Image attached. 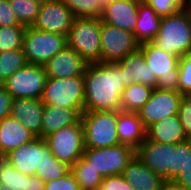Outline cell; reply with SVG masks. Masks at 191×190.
Here are the masks:
<instances>
[{
	"instance_id": "obj_1",
	"label": "cell",
	"mask_w": 191,
	"mask_h": 190,
	"mask_svg": "<svg viewBox=\"0 0 191 190\" xmlns=\"http://www.w3.org/2000/svg\"><path fill=\"white\" fill-rule=\"evenodd\" d=\"M124 88L120 61L87 64L84 71V111L120 110Z\"/></svg>"
},
{
	"instance_id": "obj_2",
	"label": "cell",
	"mask_w": 191,
	"mask_h": 190,
	"mask_svg": "<svg viewBox=\"0 0 191 190\" xmlns=\"http://www.w3.org/2000/svg\"><path fill=\"white\" fill-rule=\"evenodd\" d=\"M158 48L176 56L191 52V9L161 17L157 36L152 41Z\"/></svg>"
},
{
	"instance_id": "obj_3",
	"label": "cell",
	"mask_w": 191,
	"mask_h": 190,
	"mask_svg": "<svg viewBox=\"0 0 191 190\" xmlns=\"http://www.w3.org/2000/svg\"><path fill=\"white\" fill-rule=\"evenodd\" d=\"M68 46L87 64L101 62L100 18L75 17L67 36Z\"/></svg>"
},
{
	"instance_id": "obj_4",
	"label": "cell",
	"mask_w": 191,
	"mask_h": 190,
	"mask_svg": "<svg viewBox=\"0 0 191 190\" xmlns=\"http://www.w3.org/2000/svg\"><path fill=\"white\" fill-rule=\"evenodd\" d=\"M118 114L119 110L82 113L85 148H103L120 144L117 133Z\"/></svg>"
},
{
	"instance_id": "obj_5",
	"label": "cell",
	"mask_w": 191,
	"mask_h": 190,
	"mask_svg": "<svg viewBox=\"0 0 191 190\" xmlns=\"http://www.w3.org/2000/svg\"><path fill=\"white\" fill-rule=\"evenodd\" d=\"M41 101L44 105L59 106L84 112V75L71 78H47Z\"/></svg>"
},
{
	"instance_id": "obj_6",
	"label": "cell",
	"mask_w": 191,
	"mask_h": 190,
	"mask_svg": "<svg viewBox=\"0 0 191 190\" xmlns=\"http://www.w3.org/2000/svg\"><path fill=\"white\" fill-rule=\"evenodd\" d=\"M68 45L67 36L26 27L23 51L28 64L44 66Z\"/></svg>"
},
{
	"instance_id": "obj_7",
	"label": "cell",
	"mask_w": 191,
	"mask_h": 190,
	"mask_svg": "<svg viewBox=\"0 0 191 190\" xmlns=\"http://www.w3.org/2000/svg\"><path fill=\"white\" fill-rule=\"evenodd\" d=\"M139 50L157 78L156 88L161 91H178L179 56L163 51L152 42L139 44Z\"/></svg>"
},
{
	"instance_id": "obj_8",
	"label": "cell",
	"mask_w": 191,
	"mask_h": 190,
	"mask_svg": "<svg viewBox=\"0 0 191 190\" xmlns=\"http://www.w3.org/2000/svg\"><path fill=\"white\" fill-rule=\"evenodd\" d=\"M136 155L128 145L117 144L103 148H85L83 157L103 177L122 175L123 170Z\"/></svg>"
},
{
	"instance_id": "obj_9",
	"label": "cell",
	"mask_w": 191,
	"mask_h": 190,
	"mask_svg": "<svg viewBox=\"0 0 191 190\" xmlns=\"http://www.w3.org/2000/svg\"><path fill=\"white\" fill-rule=\"evenodd\" d=\"M44 139L52 155L70 167L83 156L85 146L81 119L73 125L63 127L46 136Z\"/></svg>"
},
{
	"instance_id": "obj_10",
	"label": "cell",
	"mask_w": 191,
	"mask_h": 190,
	"mask_svg": "<svg viewBox=\"0 0 191 190\" xmlns=\"http://www.w3.org/2000/svg\"><path fill=\"white\" fill-rule=\"evenodd\" d=\"M47 76L42 65L27 64L1 85L13 97L41 99Z\"/></svg>"
},
{
	"instance_id": "obj_11",
	"label": "cell",
	"mask_w": 191,
	"mask_h": 190,
	"mask_svg": "<svg viewBox=\"0 0 191 190\" xmlns=\"http://www.w3.org/2000/svg\"><path fill=\"white\" fill-rule=\"evenodd\" d=\"M101 62L114 63L139 49L135 36L128 30L101 22Z\"/></svg>"
},
{
	"instance_id": "obj_12",
	"label": "cell",
	"mask_w": 191,
	"mask_h": 190,
	"mask_svg": "<svg viewBox=\"0 0 191 190\" xmlns=\"http://www.w3.org/2000/svg\"><path fill=\"white\" fill-rule=\"evenodd\" d=\"M10 164L27 176H35L54 156L44 138L35 137L31 141L5 155Z\"/></svg>"
},
{
	"instance_id": "obj_13",
	"label": "cell",
	"mask_w": 191,
	"mask_h": 190,
	"mask_svg": "<svg viewBox=\"0 0 191 190\" xmlns=\"http://www.w3.org/2000/svg\"><path fill=\"white\" fill-rule=\"evenodd\" d=\"M75 16L63 0H43L32 28L68 36Z\"/></svg>"
},
{
	"instance_id": "obj_14",
	"label": "cell",
	"mask_w": 191,
	"mask_h": 190,
	"mask_svg": "<svg viewBox=\"0 0 191 190\" xmlns=\"http://www.w3.org/2000/svg\"><path fill=\"white\" fill-rule=\"evenodd\" d=\"M181 98L178 91L153 89L149 100L137 112L144 128L166 117L178 115Z\"/></svg>"
},
{
	"instance_id": "obj_15",
	"label": "cell",
	"mask_w": 191,
	"mask_h": 190,
	"mask_svg": "<svg viewBox=\"0 0 191 190\" xmlns=\"http://www.w3.org/2000/svg\"><path fill=\"white\" fill-rule=\"evenodd\" d=\"M176 144H164L145 140L136 149L137 157L165 182H170Z\"/></svg>"
},
{
	"instance_id": "obj_16",
	"label": "cell",
	"mask_w": 191,
	"mask_h": 190,
	"mask_svg": "<svg viewBox=\"0 0 191 190\" xmlns=\"http://www.w3.org/2000/svg\"><path fill=\"white\" fill-rule=\"evenodd\" d=\"M87 63L68 45L45 65L47 78H71L84 75Z\"/></svg>"
},
{
	"instance_id": "obj_17",
	"label": "cell",
	"mask_w": 191,
	"mask_h": 190,
	"mask_svg": "<svg viewBox=\"0 0 191 190\" xmlns=\"http://www.w3.org/2000/svg\"><path fill=\"white\" fill-rule=\"evenodd\" d=\"M140 0H114L102 12L101 22L134 33Z\"/></svg>"
},
{
	"instance_id": "obj_18",
	"label": "cell",
	"mask_w": 191,
	"mask_h": 190,
	"mask_svg": "<svg viewBox=\"0 0 191 190\" xmlns=\"http://www.w3.org/2000/svg\"><path fill=\"white\" fill-rule=\"evenodd\" d=\"M120 62L122 63V78L125 87L133 84H144L153 89L156 88L157 78L149 69L139 49L121 59Z\"/></svg>"
},
{
	"instance_id": "obj_19",
	"label": "cell",
	"mask_w": 191,
	"mask_h": 190,
	"mask_svg": "<svg viewBox=\"0 0 191 190\" xmlns=\"http://www.w3.org/2000/svg\"><path fill=\"white\" fill-rule=\"evenodd\" d=\"M43 107L41 99H13L10 116L23 124L36 137H41Z\"/></svg>"
},
{
	"instance_id": "obj_20",
	"label": "cell",
	"mask_w": 191,
	"mask_h": 190,
	"mask_svg": "<svg viewBox=\"0 0 191 190\" xmlns=\"http://www.w3.org/2000/svg\"><path fill=\"white\" fill-rule=\"evenodd\" d=\"M122 176L136 190H163L165 180L147 167L137 155L123 170Z\"/></svg>"
},
{
	"instance_id": "obj_21",
	"label": "cell",
	"mask_w": 191,
	"mask_h": 190,
	"mask_svg": "<svg viewBox=\"0 0 191 190\" xmlns=\"http://www.w3.org/2000/svg\"><path fill=\"white\" fill-rule=\"evenodd\" d=\"M36 136L12 116L0 121V156L22 146Z\"/></svg>"
},
{
	"instance_id": "obj_22",
	"label": "cell",
	"mask_w": 191,
	"mask_h": 190,
	"mask_svg": "<svg viewBox=\"0 0 191 190\" xmlns=\"http://www.w3.org/2000/svg\"><path fill=\"white\" fill-rule=\"evenodd\" d=\"M117 133L120 144L128 145L135 150L146 138V129L136 112L119 110Z\"/></svg>"
},
{
	"instance_id": "obj_23",
	"label": "cell",
	"mask_w": 191,
	"mask_h": 190,
	"mask_svg": "<svg viewBox=\"0 0 191 190\" xmlns=\"http://www.w3.org/2000/svg\"><path fill=\"white\" fill-rule=\"evenodd\" d=\"M146 138L164 144H178L188 139L178 115L166 117L150 125L146 129Z\"/></svg>"
},
{
	"instance_id": "obj_24",
	"label": "cell",
	"mask_w": 191,
	"mask_h": 190,
	"mask_svg": "<svg viewBox=\"0 0 191 190\" xmlns=\"http://www.w3.org/2000/svg\"><path fill=\"white\" fill-rule=\"evenodd\" d=\"M81 115L76 109L44 105L41 138H45L63 127L77 123L81 119Z\"/></svg>"
},
{
	"instance_id": "obj_25",
	"label": "cell",
	"mask_w": 191,
	"mask_h": 190,
	"mask_svg": "<svg viewBox=\"0 0 191 190\" xmlns=\"http://www.w3.org/2000/svg\"><path fill=\"white\" fill-rule=\"evenodd\" d=\"M161 23V17L144 1H139L138 18L134 30V36L139 44L152 42L157 36Z\"/></svg>"
},
{
	"instance_id": "obj_26",
	"label": "cell",
	"mask_w": 191,
	"mask_h": 190,
	"mask_svg": "<svg viewBox=\"0 0 191 190\" xmlns=\"http://www.w3.org/2000/svg\"><path fill=\"white\" fill-rule=\"evenodd\" d=\"M170 181L191 188V151L187 140L176 144Z\"/></svg>"
},
{
	"instance_id": "obj_27",
	"label": "cell",
	"mask_w": 191,
	"mask_h": 190,
	"mask_svg": "<svg viewBox=\"0 0 191 190\" xmlns=\"http://www.w3.org/2000/svg\"><path fill=\"white\" fill-rule=\"evenodd\" d=\"M153 88L144 84H133L124 88L120 110L127 112H138L149 100Z\"/></svg>"
},
{
	"instance_id": "obj_28",
	"label": "cell",
	"mask_w": 191,
	"mask_h": 190,
	"mask_svg": "<svg viewBox=\"0 0 191 190\" xmlns=\"http://www.w3.org/2000/svg\"><path fill=\"white\" fill-rule=\"evenodd\" d=\"M70 171L82 190H99L103 177L91 166L83 156L77 160Z\"/></svg>"
},
{
	"instance_id": "obj_29",
	"label": "cell",
	"mask_w": 191,
	"mask_h": 190,
	"mask_svg": "<svg viewBox=\"0 0 191 190\" xmlns=\"http://www.w3.org/2000/svg\"><path fill=\"white\" fill-rule=\"evenodd\" d=\"M23 49H16L0 53V85L14 72L27 65Z\"/></svg>"
},
{
	"instance_id": "obj_30",
	"label": "cell",
	"mask_w": 191,
	"mask_h": 190,
	"mask_svg": "<svg viewBox=\"0 0 191 190\" xmlns=\"http://www.w3.org/2000/svg\"><path fill=\"white\" fill-rule=\"evenodd\" d=\"M19 23L31 26L38 16L42 0H8Z\"/></svg>"
},
{
	"instance_id": "obj_31",
	"label": "cell",
	"mask_w": 191,
	"mask_h": 190,
	"mask_svg": "<svg viewBox=\"0 0 191 190\" xmlns=\"http://www.w3.org/2000/svg\"><path fill=\"white\" fill-rule=\"evenodd\" d=\"M29 177L14 168L5 156H0V183L15 190H27Z\"/></svg>"
},
{
	"instance_id": "obj_32",
	"label": "cell",
	"mask_w": 191,
	"mask_h": 190,
	"mask_svg": "<svg viewBox=\"0 0 191 190\" xmlns=\"http://www.w3.org/2000/svg\"><path fill=\"white\" fill-rule=\"evenodd\" d=\"M26 26L0 27V53L23 48Z\"/></svg>"
},
{
	"instance_id": "obj_33",
	"label": "cell",
	"mask_w": 191,
	"mask_h": 190,
	"mask_svg": "<svg viewBox=\"0 0 191 190\" xmlns=\"http://www.w3.org/2000/svg\"><path fill=\"white\" fill-rule=\"evenodd\" d=\"M178 92L182 96L191 95V52L179 57Z\"/></svg>"
},
{
	"instance_id": "obj_34",
	"label": "cell",
	"mask_w": 191,
	"mask_h": 190,
	"mask_svg": "<svg viewBox=\"0 0 191 190\" xmlns=\"http://www.w3.org/2000/svg\"><path fill=\"white\" fill-rule=\"evenodd\" d=\"M70 169L71 167L69 165L53 157L41 168V170L36 171L35 176L40 177L44 182H48L64 177L70 172Z\"/></svg>"
},
{
	"instance_id": "obj_35",
	"label": "cell",
	"mask_w": 191,
	"mask_h": 190,
	"mask_svg": "<svg viewBox=\"0 0 191 190\" xmlns=\"http://www.w3.org/2000/svg\"><path fill=\"white\" fill-rule=\"evenodd\" d=\"M159 17L174 15L186 8L184 0H143Z\"/></svg>"
},
{
	"instance_id": "obj_36",
	"label": "cell",
	"mask_w": 191,
	"mask_h": 190,
	"mask_svg": "<svg viewBox=\"0 0 191 190\" xmlns=\"http://www.w3.org/2000/svg\"><path fill=\"white\" fill-rule=\"evenodd\" d=\"M75 17H96L97 0H63Z\"/></svg>"
},
{
	"instance_id": "obj_37",
	"label": "cell",
	"mask_w": 191,
	"mask_h": 190,
	"mask_svg": "<svg viewBox=\"0 0 191 190\" xmlns=\"http://www.w3.org/2000/svg\"><path fill=\"white\" fill-rule=\"evenodd\" d=\"M44 190H82L75 176L70 171L62 178L44 183Z\"/></svg>"
},
{
	"instance_id": "obj_38",
	"label": "cell",
	"mask_w": 191,
	"mask_h": 190,
	"mask_svg": "<svg viewBox=\"0 0 191 190\" xmlns=\"http://www.w3.org/2000/svg\"><path fill=\"white\" fill-rule=\"evenodd\" d=\"M178 116L187 138L191 137V95L182 96Z\"/></svg>"
},
{
	"instance_id": "obj_39",
	"label": "cell",
	"mask_w": 191,
	"mask_h": 190,
	"mask_svg": "<svg viewBox=\"0 0 191 190\" xmlns=\"http://www.w3.org/2000/svg\"><path fill=\"white\" fill-rule=\"evenodd\" d=\"M99 190H136L122 175L107 176L103 178Z\"/></svg>"
},
{
	"instance_id": "obj_40",
	"label": "cell",
	"mask_w": 191,
	"mask_h": 190,
	"mask_svg": "<svg viewBox=\"0 0 191 190\" xmlns=\"http://www.w3.org/2000/svg\"><path fill=\"white\" fill-rule=\"evenodd\" d=\"M2 26H24L19 23L8 0H0V27Z\"/></svg>"
},
{
	"instance_id": "obj_41",
	"label": "cell",
	"mask_w": 191,
	"mask_h": 190,
	"mask_svg": "<svg viewBox=\"0 0 191 190\" xmlns=\"http://www.w3.org/2000/svg\"><path fill=\"white\" fill-rule=\"evenodd\" d=\"M13 97L0 85V121L10 115Z\"/></svg>"
},
{
	"instance_id": "obj_42",
	"label": "cell",
	"mask_w": 191,
	"mask_h": 190,
	"mask_svg": "<svg viewBox=\"0 0 191 190\" xmlns=\"http://www.w3.org/2000/svg\"><path fill=\"white\" fill-rule=\"evenodd\" d=\"M44 181L38 176H30L27 190H44Z\"/></svg>"
},
{
	"instance_id": "obj_43",
	"label": "cell",
	"mask_w": 191,
	"mask_h": 190,
	"mask_svg": "<svg viewBox=\"0 0 191 190\" xmlns=\"http://www.w3.org/2000/svg\"><path fill=\"white\" fill-rule=\"evenodd\" d=\"M114 0H97V18H100L102 12L108 7V5Z\"/></svg>"
},
{
	"instance_id": "obj_44",
	"label": "cell",
	"mask_w": 191,
	"mask_h": 190,
	"mask_svg": "<svg viewBox=\"0 0 191 190\" xmlns=\"http://www.w3.org/2000/svg\"><path fill=\"white\" fill-rule=\"evenodd\" d=\"M163 190H191V188L170 181V182H165Z\"/></svg>"
},
{
	"instance_id": "obj_45",
	"label": "cell",
	"mask_w": 191,
	"mask_h": 190,
	"mask_svg": "<svg viewBox=\"0 0 191 190\" xmlns=\"http://www.w3.org/2000/svg\"><path fill=\"white\" fill-rule=\"evenodd\" d=\"M0 190H15L5 184L0 183Z\"/></svg>"
},
{
	"instance_id": "obj_46",
	"label": "cell",
	"mask_w": 191,
	"mask_h": 190,
	"mask_svg": "<svg viewBox=\"0 0 191 190\" xmlns=\"http://www.w3.org/2000/svg\"><path fill=\"white\" fill-rule=\"evenodd\" d=\"M187 8L191 9V0H184Z\"/></svg>"
},
{
	"instance_id": "obj_47",
	"label": "cell",
	"mask_w": 191,
	"mask_h": 190,
	"mask_svg": "<svg viewBox=\"0 0 191 190\" xmlns=\"http://www.w3.org/2000/svg\"><path fill=\"white\" fill-rule=\"evenodd\" d=\"M187 141H188V143H189V145H190V151H191V137H189V138L187 139Z\"/></svg>"
}]
</instances>
